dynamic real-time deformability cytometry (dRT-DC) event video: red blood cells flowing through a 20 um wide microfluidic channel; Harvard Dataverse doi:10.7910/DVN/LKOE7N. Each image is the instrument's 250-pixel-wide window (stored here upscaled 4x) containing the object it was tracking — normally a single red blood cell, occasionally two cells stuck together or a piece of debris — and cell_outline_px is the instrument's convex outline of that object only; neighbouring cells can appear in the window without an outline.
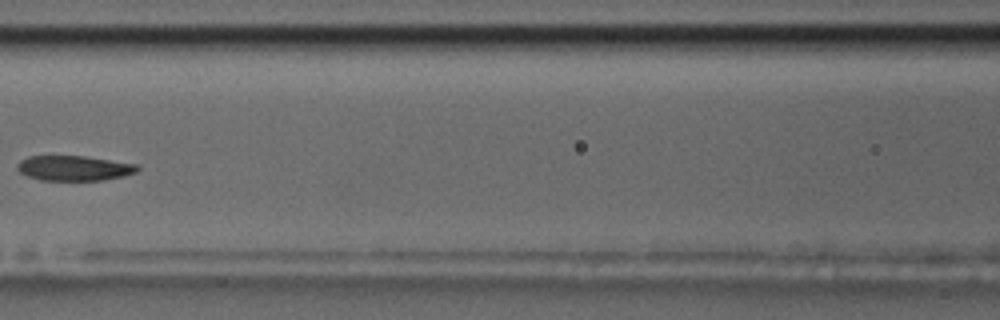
{"species": "common noctule bat (a hibernating species)", "species_latin": "Nyctalus noctula", "temperature_condition": "room temperature", "stored_images_in_passage": 7, "camera_frame_rate_fps": 3000, "um_per_image_px": 0.085, "animal": {"sex": "male", "body_mass_g": 17.5, "forearm_length_mm": 52.3}, "frame": {"image": 1, "passage_image": 7, "time_ms": 8.0, "image_size_px": [1000, 320], "cell_outline_px": [[140, 168], [136, 172], [124, 176], [104, 180], [40, 180], [28, 176], [20, 172], [16, 168], [16, 164], [20, 160], [28, 156], [84, 156], [140, 164]], "centroid_in_image_um": [6.32, 14.29], "position_along_channel_um": 160.3, "area_um2": 17.69}}